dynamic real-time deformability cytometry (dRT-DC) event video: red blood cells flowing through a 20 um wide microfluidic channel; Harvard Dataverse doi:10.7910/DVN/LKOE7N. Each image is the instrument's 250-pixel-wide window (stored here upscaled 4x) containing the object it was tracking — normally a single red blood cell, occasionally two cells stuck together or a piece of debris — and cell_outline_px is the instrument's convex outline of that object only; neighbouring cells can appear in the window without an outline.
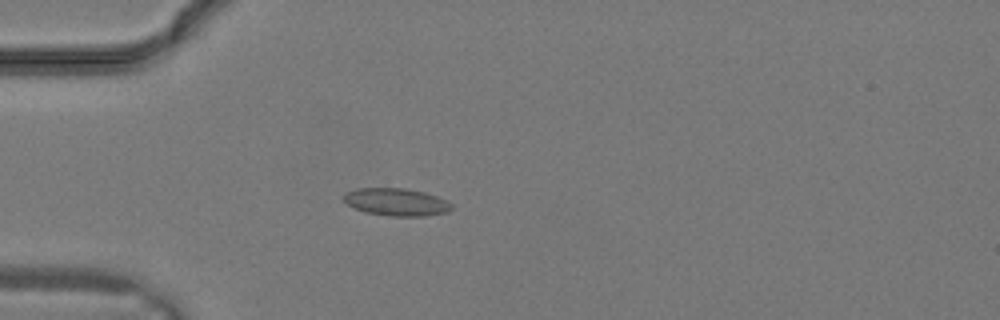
{"species": "common noctule bat (a hibernating species)", "species_latin": "Nyctalus noctula", "temperature_condition": "warm", "stored_images_in_passage": 14, "camera_frame_rate_fps": 3000, "um_per_image_px": 0.085, "animal": {"sex": "male", "body_mass_g": 19.2, "forearm_length_mm": 51.8}, "frame": {"image": 1, "passage_image": 2, "time_ms": 0.333, "image_size_px": [1000, 320], "cell_outline_px": [[452, 208], [448, 212], [424, 216], [392, 216], [364, 212], [348, 204], [340, 196], [344, 192], [356, 188], [404, 188], [424, 192], [448, 200], [452, 204]], "centroid_in_image_um": [33.67, 17.16], "position_along_channel_um": 51.3, "area_um2": 17.46}}
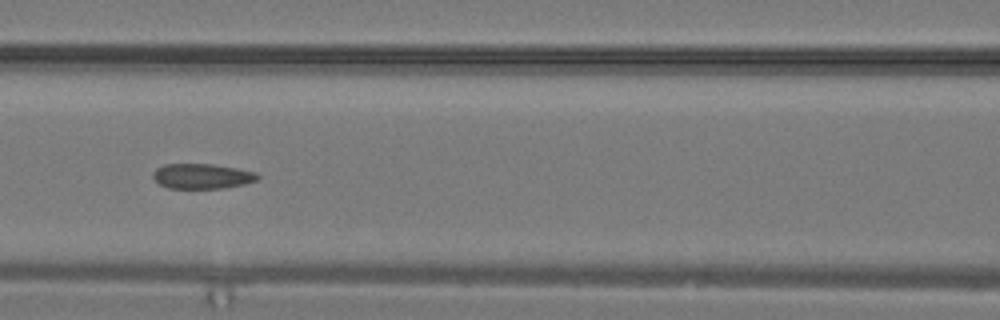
{"frame": {"image": 2, "passage_image": 7, "time_ms": 2.0, "image_size_px": [1000, 320], "cell_outline_px": [[260, 176], [256, 180], [244, 184], [224, 188], [168, 188], [160, 184], [152, 176], [152, 172], [156, 168], [164, 164], [212, 164], [236, 168], [256, 172]], "centroid_in_image_um": [17.16, 14.97], "position_along_channel_um": 149.4, "area_um2": 15.26}}
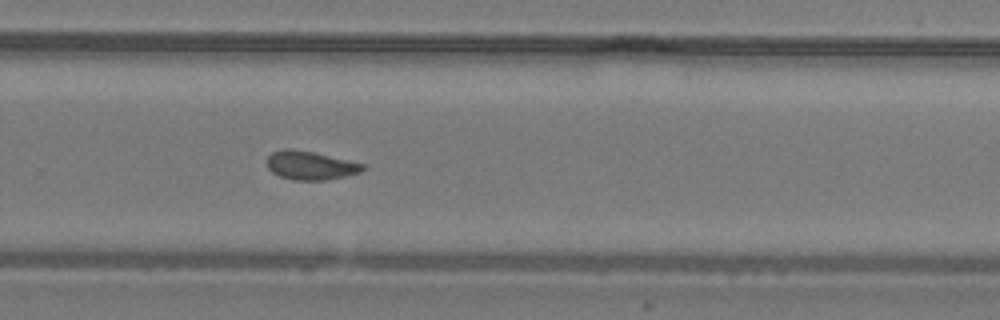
{"frame": {"image": 3, "passage_image": 14, "time_ms": 4.333, "image_size_px": [1000, 320], "cell_outline_px": [[368, 168], [360, 172], [328, 180], [292, 180], [280, 176], [272, 172], [268, 168], [264, 160], [272, 152], [284, 148], [292, 148], [316, 152], [364, 164]], "centroid_in_image_um": [26.36, 14.05], "position_along_channel_um": 303.4, "area_um2": 16.3}}